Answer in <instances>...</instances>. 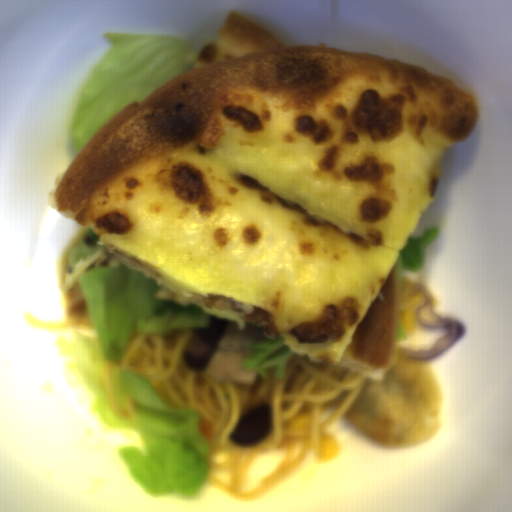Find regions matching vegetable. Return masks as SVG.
<instances>
[{"mask_svg":"<svg viewBox=\"0 0 512 512\" xmlns=\"http://www.w3.org/2000/svg\"><path fill=\"white\" fill-rule=\"evenodd\" d=\"M299 352L280 337L246 345L242 368L260 376L284 378L287 363Z\"/></svg>","mask_w":512,"mask_h":512,"instance_id":"obj_3","label":"vegetable"},{"mask_svg":"<svg viewBox=\"0 0 512 512\" xmlns=\"http://www.w3.org/2000/svg\"><path fill=\"white\" fill-rule=\"evenodd\" d=\"M58 276L62 291L78 283L92 321V334L70 335L91 405L104 423L140 440L119 451L134 482L150 496H197L211 457L199 414L161 397L122 360L137 336L205 329L210 314L139 271L83 225Z\"/></svg>","mask_w":512,"mask_h":512,"instance_id":"obj_1","label":"vegetable"},{"mask_svg":"<svg viewBox=\"0 0 512 512\" xmlns=\"http://www.w3.org/2000/svg\"><path fill=\"white\" fill-rule=\"evenodd\" d=\"M405 340H406V333H405L401 323L396 318L395 345L396 344H404Z\"/></svg>","mask_w":512,"mask_h":512,"instance_id":"obj_5","label":"vegetable"},{"mask_svg":"<svg viewBox=\"0 0 512 512\" xmlns=\"http://www.w3.org/2000/svg\"><path fill=\"white\" fill-rule=\"evenodd\" d=\"M104 37L107 55L86 82L69 124L78 153L130 101L146 98L194 68L202 52L173 33L110 32Z\"/></svg>","mask_w":512,"mask_h":512,"instance_id":"obj_2","label":"vegetable"},{"mask_svg":"<svg viewBox=\"0 0 512 512\" xmlns=\"http://www.w3.org/2000/svg\"><path fill=\"white\" fill-rule=\"evenodd\" d=\"M441 233V229L431 227L419 237L410 235L399 253L395 289L399 291L403 277L408 274H416L426 264V247L431 244Z\"/></svg>","mask_w":512,"mask_h":512,"instance_id":"obj_4","label":"vegetable"}]
</instances>
